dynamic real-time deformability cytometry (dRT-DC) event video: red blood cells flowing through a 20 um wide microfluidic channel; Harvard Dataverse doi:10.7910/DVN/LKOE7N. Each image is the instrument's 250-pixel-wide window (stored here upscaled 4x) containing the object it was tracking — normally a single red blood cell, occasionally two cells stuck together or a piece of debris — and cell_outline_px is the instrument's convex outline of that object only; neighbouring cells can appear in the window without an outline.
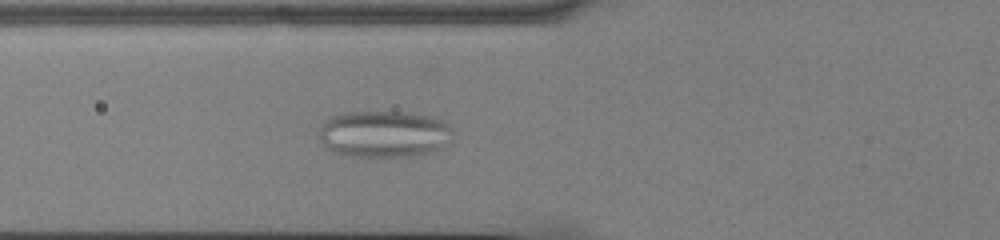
{"species": "common noctule bat (a hibernating species)", "species_latin": "Nyctalus noctula", "temperature_condition": "cold", "stored_images_in_passage": 44, "camera_frame_rate_fps": 3000, "um_per_image_px": 0.085, "animal": {"sex": "male", "body_mass_g": 13.0, "forearm_length_mm": 53.1}, "frame": {"image": 1, "passage_image": 10, "time_ms": 3.0, "image_size_px": [1000, 240], "cell_outline_px": [[452, 140], [444, 148], [436, 152], [412, 156], [352, 156], [336, 152], [328, 148], [320, 140], [320, 128], [332, 116], [344, 112], [408, 112], [428, 116], [444, 120], [452, 124]], "centroid_in_image_um": [32.75, 11.39], "position_along_channel_um": 93.0, "area_um2": 36.7}}
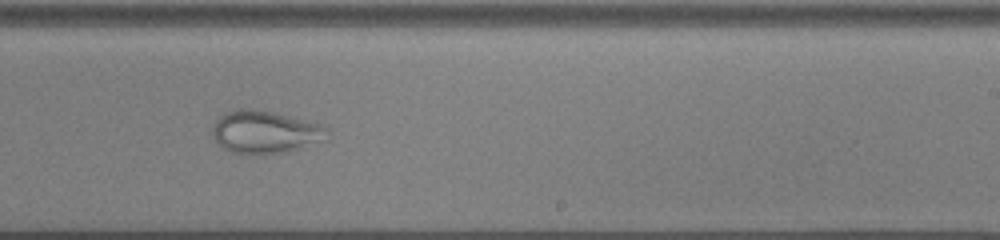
{"frame": {"image": 2, "passage_image": 24, "time_ms": 7.667, "image_size_px": [1000, 240], "cell_outline_px": [[328, 128], [316, 140], [288, 152], [232, 152], [224, 148], [212, 136], [212, 128], [216, 120], [220, 116], [236, 108], [252, 108], [276, 112], [320, 124]], "centroid_in_image_um": [22.41, 11.16], "position_along_channel_um": 266.6, "area_um2": 27.34}}
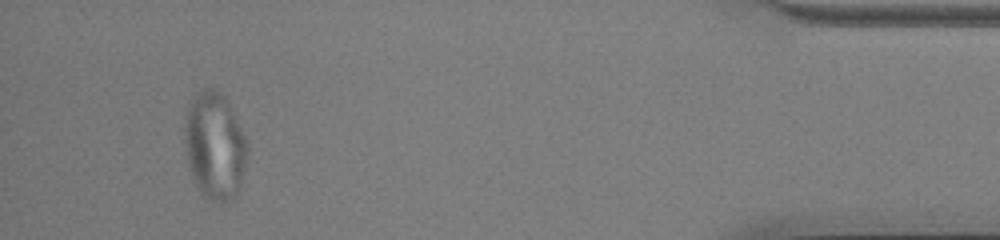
{"frame": {"image": 3, "passage_image": 41, "time_ms": 13.333, "image_size_px": [1000, 240], "cell_outline_px": [[248, 152], [240, 184], [236, 196], [228, 204], [220, 204], [208, 200], [200, 192], [192, 176], [188, 164], [184, 140], [184, 116], [196, 92], [204, 88], [212, 88], [220, 92], [224, 96], [248, 144]], "centroid_in_image_um": [18.23, 12.44], "position_along_channel_um": 417.0, "area_um2": 39.3}}